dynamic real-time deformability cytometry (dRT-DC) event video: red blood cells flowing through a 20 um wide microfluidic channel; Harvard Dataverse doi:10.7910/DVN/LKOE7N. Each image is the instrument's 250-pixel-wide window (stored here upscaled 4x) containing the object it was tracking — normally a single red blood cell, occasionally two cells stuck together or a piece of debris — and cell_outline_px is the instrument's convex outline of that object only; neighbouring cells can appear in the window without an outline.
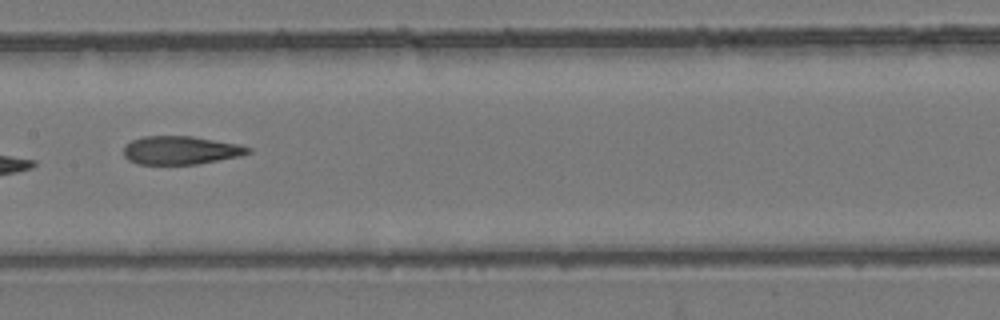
{"species": "common noctule bat (a hibernating species)", "species_latin": "Nyctalus noctula", "temperature_condition": "room temperature", "stored_images_in_passage": 8, "camera_frame_rate_fps": 3000, "um_per_image_px": 0.085, "animal": {"sex": "female", "body_mass_g": 24.6, "forearm_length_mm": 56.2}, "frame": {"image": 1, "passage_image": 8, "time_ms": 2.333, "image_size_px": [1000, 320], "cell_outline_px": [[252, 152], [240, 156], [196, 164], [136, 164], [128, 160], [124, 156], [124, 148], [132, 140], [144, 136], [192, 136], [240, 144], [252, 148]], "centroid_in_image_um": [15.38, 12.77], "position_along_channel_um": 192.0, "area_um2": 20.58}}